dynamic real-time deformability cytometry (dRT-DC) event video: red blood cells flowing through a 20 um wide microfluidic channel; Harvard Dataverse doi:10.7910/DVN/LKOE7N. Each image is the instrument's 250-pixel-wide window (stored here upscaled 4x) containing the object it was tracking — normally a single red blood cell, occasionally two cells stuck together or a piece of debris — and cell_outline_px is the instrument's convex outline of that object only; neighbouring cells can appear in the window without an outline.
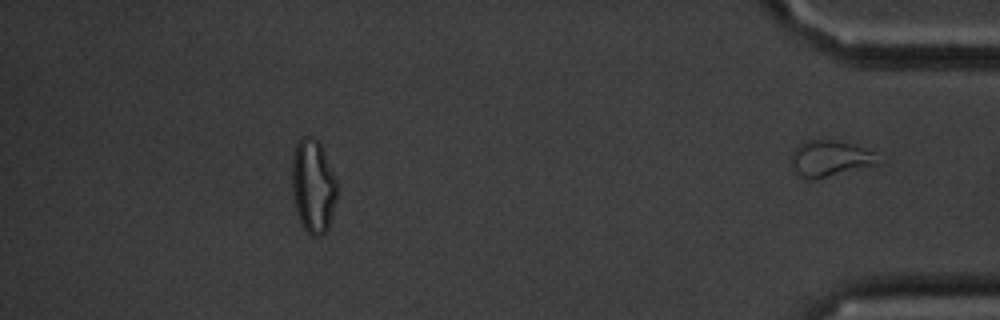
{"species": "common noctule bat (a hibernating species)", "species_latin": "Nyctalus noctula", "temperature_condition": "cold", "stored_images_in_passage": 50, "segment_of_instrument_passage": [2, 2], "camera_frame_rate_fps": 3000, "um_per_image_px": 0.085, "animal": {"sex": "male", "body_mass_g": 20.1, "forearm_length_mm": 53.5}, "frame": {"image": 1, "passage_image": 50, "time_ms": 16.333, "image_size_px": [1000, 320], "cell_outline_px": [[876, 164], [816, 180], [808, 180], [800, 176], [796, 172], [792, 164], [792, 152], [804, 140], [824, 136], [852, 144], [872, 152]], "centroid_in_image_um": [70.44, 13.44], "position_along_channel_um": 364.8, "area_um2": 18.26}}